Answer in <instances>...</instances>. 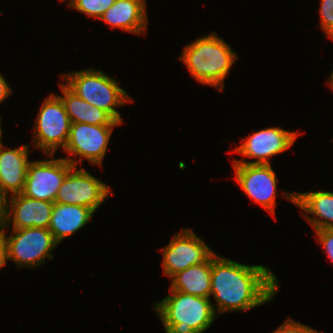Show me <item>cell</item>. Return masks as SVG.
<instances>
[{"label": "cell", "mask_w": 333, "mask_h": 333, "mask_svg": "<svg viewBox=\"0 0 333 333\" xmlns=\"http://www.w3.org/2000/svg\"><path fill=\"white\" fill-rule=\"evenodd\" d=\"M328 85L330 84L331 89L333 90V70L331 74H329Z\"/></svg>", "instance_id": "4316f807"}, {"label": "cell", "mask_w": 333, "mask_h": 333, "mask_svg": "<svg viewBox=\"0 0 333 333\" xmlns=\"http://www.w3.org/2000/svg\"><path fill=\"white\" fill-rule=\"evenodd\" d=\"M10 202V203H9ZM54 202L33 199L20 194L9 195L5 198L4 228H48L51 220ZM13 215H12V214Z\"/></svg>", "instance_id": "4fadbf2b"}, {"label": "cell", "mask_w": 333, "mask_h": 333, "mask_svg": "<svg viewBox=\"0 0 333 333\" xmlns=\"http://www.w3.org/2000/svg\"><path fill=\"white\" fill-rule=\"evenodd\" d=\"M110 191L109 186L84 168L73 166L66 174L55 202L88 207L95 212L108 199Z\"/></svg>", "instance_id": "ba28073f"}, {"label": "cell", "mask_w": 333, "mask_h": 333, "mask_svg": "<svg viewBox=\"0 0 333 333\" xmlns=\"http://www.w3.org/2000/svg\"><path fill=\"white\" fill-rule=\"evenodd\" d=\"M115 0H69L70 8H74L89 17L100 19L104 12L113 4Z\"/></svg>", "instance_id": "ffe728a7"}, {"label": "cell", "mask_w": 333, "mask_h": 333, "mask_svg": "<svg viewBox=\"0 0 333 333\" xmlns=\"http://www.w3.org/2000/svg\"><path fill=\"white\" fill-rule=\"evenodd\" d=\"M279 285L270 268L262 264L250 266L216 253L211 256L210 298L212 295L216 300V314L248 311L268 303L279 291Z\"/></svg>", "instance_id": "6da1fadb"}, {"label": "cell", "mask_w": 333, "mask_h": 333, "mask_svg": "<svg viewBox=\"0 0 333 333\" xmlns=\"http://www.w3.org/2000/svg\"><path fill=\"white\" fill-rule=\"evenodd\" d=\"M1 120H2V118L0 117V145L2 144V132H3V130H2V128H1Z\"/></svg>", "instance_id": "83f0119b"}, {"label": "cell", "mask_w": 333, "mask_h": 333, "mask_svg": "<svg viewBox=\"0 0 333 333\" xmlns=\"http://www.w3.org/2000/svg\"><path fill=\"white\" fill-rule=\"evenodd\" d=\"M33 129V144L50 157L58 147L65 148L71 127L70 118L58 95L50 94L42 103Z\"/></svg>", "instance_id": "8992f818"}, {"label": "cell", "mask_w": 333, "mask_h": 333, "mask_svg": "<svg viewBox=\"0 0 333 333\" xmlns=\"http://www.w3.org/2000/svg\"><path fill=\"white\" fill-rule=\"evenodd\" d=\"M299 133L290 132L279 127L261 129L243 139V143L235 148L234 153L243 155V159H235L232 163L270 164L269 158L287 151L293 146ZM256 158L255 161H246Z\"/></svg>", "instance_id": "8fae6325"}, {"label": "cell", "mask_w": 333, "mask_h": 333, "mask_svg": "<svg viewBox=\"0 0 333 333\" xmlns=\"http://www.w3.org/2000/svg\"><path fill=\"white\" fill-rule=\"evenodd\" d=\"M6 237L5 229L0 236L5 241L8 260H12L18 268H33L45 263V259H53L52 250L59 244L48 228L12 229Z\"/></svg>", "instance_id": "5b68a950"}, {"label": "cell", "mask_w": 333, "mask_h": 333, "mask_svg": "<svg viewBox=\"0 0 333 333\" xmlns=\"http://www.w3.org/2000/svg\"><path fill=\"white\" fill-rule=\"evenodd\" d=\"M5 225V197L0 192V232Z\"/></svg>", "instance_id": "484cf974"}, {"label": "cell", "mask_w": 333, "mask_h": 333, "mask_svg": "<svg viewBox=\"0 0 333 333\" xmlns=\"http://www.w3.org/2000/svg\"><path fill=\"white\" fill-rule=\"evenodd\" d=\"M170 293L153 306L166 333H203L211 326L216 313L210 298L175 290Z\"/></svg>", "instance_id": "3957f363"}, {"label": "cell", "mask_w": 333, "mask_h": 333, "mask_svg": "<svg viewBox=\"0 0 333 333\" xmlns=\"http://www.w3.org/2000/svg\"><path fill=\"white\" fill-rule=\"evenodd\" d=\"M235 180L244 193L274 216L277 177L271 164L232 163Z\"/></svg>", "instance_id": "7c38bea8"}, {"label": "cell", "mask_w": 333, "mask_h": 333, "mask_svg": "<svg viewBox=\"0 0 333 333\" xmlns=\"http://www.w3.org/2000/svg\"><path fill=\"white\" fill-rule=\"evenodd\" d=\"M8 256H7V248L5 241L0 236V269L7 264Z\"/></svg>", "instance_id": "d4e9b609"}, {"label": "cell", "mask_w": 333, "mask_h": 333, "mask_svg": "<svg viewBox=\"0 0 333 333\" xmlns=\"http://www.w3.org/2000/svg\"><path fill=\"white\" fill-rule=\"evenodd\" d=\"M60 84L62 100L71 123H87L92 125H120L106 111L91 105L78 97L65 83Z\"/></svg>", "instance_id": "ac0fdd59"}, {"label": "cell", "mask_w": 333, "mask_h": 333, "mask_svg": "<svg viewBox=\"0 0 333 333\" xmlns=\"http://www.w3.org/2000/svg\"><path fill=\"white\" fill-rule=\"evenodd\" d=\"M283 196L299 207L314 230L333 229V192H285ZM307 213L313 214L310 217Z\"/></svg>", "instance_id": "9a60e30c"}, {"label": "cell", "mask_w": 333, "mask_h": 333, "mask_svg": "<svg viewBox=\"0 0 333 333\" xmlns=\"http://www.w3.org/2000/svg\"><path fill=\"white\" fill-rule=\"evenodd\" d=\"M321 28L333 40V0H321L319 9Z\"/></svg>", "instance_id": "44dd1931"}, {"label": "cell", "mask_w": 333, "mask_h": 333, "mask_svg": "<svg viewBox=\"0 0 333 333\" xmlns=\"http://www.w3.org/2000/svg\"><path fill=\"white\" fill-rule=\"evenodd\" d=\"M163 274L171 278L190 266L206 262L215 252L192 229H183L161 249Z\"/></svg>", "instance_id": "9c48e42d"}, {"label": "cell", "mask_w": 333, "mask_h": 333, "mask_svg": "<svg viewBox=\"0 0 333 333\" xmlns=\"http://www.w3.org/2000/svg\"><path fill=\"white\" fill-rule=\"evenodd\" d=\"M11 94L12 89L9 87V84L6 82L4 77L0 74V103Z\"/></svg>", "instance_id": "cb8c5ba5"}, {"label": "cell", "mask_w": 333, "mask_h": 333, "mask_svg": "<svg viewBox=\"0 0 333 333\" xmlns=\"http://www.w3.org/2000/svg\"><path fill=\"white\" fill-rule=\"evenodd\" d=\"M314 231L318 238L317 241L322 245L323 251L325 250V253L331 259V263H333V229H320Z\"/></svg>", "instance_id": "603a6c76"}, {"label": "cell", "mask_w": 333, "mask_h": 333, "mask_svg": "<svg viewBox=\"0 0 333 333\" xmlns=\"http://www.w3.org/2000/svg\"><path fill=\"white\" fill-rule=\"evenodd\" d=\"M62 75L66 85L84 101L106 111L115 121L123 122L116 106H124L130 101L127 92L118 82L100 70L85 69Z\"/></svg>", "instance_id": "277c9868"}, {"label": "cell", "mask_w": 333, "mask_h": 333, "mask_svg": "<svg viewBox=\"0 0 333 333\" xmlns=\"http://www.w3.org/2000/svg\"><path fill=\"white\" fill-rule=\"evenodd\" d=\"M170 290L183 292L204 298L211 293V257L180 271L171 277Z\"/></svg>", "instance_id": "d6986e66"}, {"label": "cell", "mask_w": 333, "mask_h": 333, "mask_svg": "<svg viewBox=\"0 0 333 333\" xmlns=\"http://www.w3.org/2000/svg\"><path fill=\"white\" fill-rule=\"evenodd\" d=\"M117 125H92L87 123H71L69 137L64 152L79 156L78 160L65 158L73 166L87 159L93 165L102 166L107 152L112 130Z\"/></svg>", "instance_id": "52a82bcc"}, {"label": "cell", "mask_w": 333, "mask_h": 333, "mask_svg": "<svg viewBox=\"0 0 333 333\" xmlns=\"http://www.w3.org/2000/svg\"><path fill=\"white\" fill-rule=\"evenodd\" d=\"M72 167L65 158L30 162L22 194L55 203L57 192Z\"/></svg>", "instance_id": "30bf717a"}, {"label": "cell", "mask_w": 333, "mask_h": 333, "mask_svg": "<svg viewBox=\"0 0 333 333\" xmlns=\"http://www.w3.org/2000/svg\"><path fill=\"white\" fill-rule=\"evenodd\" d=\"M179 57L202 85H210L218 91L224 89V80L238 55L214 32L197 38L183 47Z\"/></svg>", "instance_id": "7a4b0ae2"}, {"label": "cell", "mask_w": 333, "mask_h": 333, "mask_svg": "<svg viewBox=\"0 0 333 333\" xmlns=\"http://www.w3.org/2000/svg\"><path fill=\"white\" fill-rule=\"evenodd\" d=\"M0 145V192L8 198L10 195L22 193L27 176L29 145L15 149L3 148Z\"/></svg>", "instance_id": "5bb4252c"}, {"label": "cell", "mask_w": 333, "mask_h": 333, "mask_svg": "<svg viewBox=\"0 0 333 333\" xmlns=\"http://www.w3.org/2000/svg\"><path fill=\"white\" fill-rule=\"evenodd\" d=\"M94 213L88 207L55 202L48 229L60 243L88 224Z\"/></svg>", "instance_id": "e0dca14e"}, {"label": "cell", "mask_w": 333, "mask_h": 333, "mask_svg": "<svg viewBox=\"0 0 333 333\" xmlns=\"http://www.w3.org/2000/svg\"><path fill=\"white\" fill-rule=\"evenodd\" d=\"M145 0H115L100 18L112 28L133 34H145L148 17Z\"/></svg>", "instance_id": "2e32d148"}, {"label": "cell", "mask_w": 333, "mask_h": 333, "mask_svg": "<svg viewBox=\"0 0 333 333\" xmlns=\"http://www.w3.org/2000/svg\"><path fill=\"white\" fill-rule=\"evenodd\" d=\"M272 333H321L315 329L288 318Z\"/></svg>", "instance_id": "7402d4cb"}]
</instances>
